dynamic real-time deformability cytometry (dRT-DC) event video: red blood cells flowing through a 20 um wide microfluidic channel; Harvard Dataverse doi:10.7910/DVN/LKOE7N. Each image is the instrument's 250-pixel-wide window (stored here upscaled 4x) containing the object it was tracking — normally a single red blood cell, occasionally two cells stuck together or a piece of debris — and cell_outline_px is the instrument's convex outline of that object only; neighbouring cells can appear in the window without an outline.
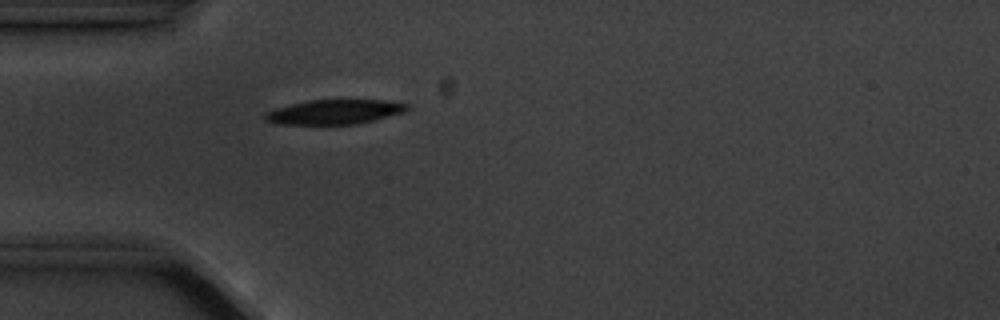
{"species": "common noctule bat (a hibernating species)", "species_latin": "Nyctalus noctula", "temperature_condition": "cold", "stored_images_in_passage": 5, "camera_frame_rate_fps": 3000, "um_per_image_px": 0.085, "animal": {"sex": "male", "body_mass_g": 20.1, "forearm_length_mm": 53.5}, "frame": {"image": 1, "passage_image": 5, "time_ms": 4.667, "image_size_px": [1000, 320], "cell_outline_px": [[408, 108], [404, 112], [356, 124], [276, 124], [264, 120], [260, 116], [264, 112], [276, 108], [308, 100], [384, 100], [408, 104]], "centroid_in_image_um": [28.34, 9.51], "position_along_channel_um": 56.7, "area_um2": 20.29}}